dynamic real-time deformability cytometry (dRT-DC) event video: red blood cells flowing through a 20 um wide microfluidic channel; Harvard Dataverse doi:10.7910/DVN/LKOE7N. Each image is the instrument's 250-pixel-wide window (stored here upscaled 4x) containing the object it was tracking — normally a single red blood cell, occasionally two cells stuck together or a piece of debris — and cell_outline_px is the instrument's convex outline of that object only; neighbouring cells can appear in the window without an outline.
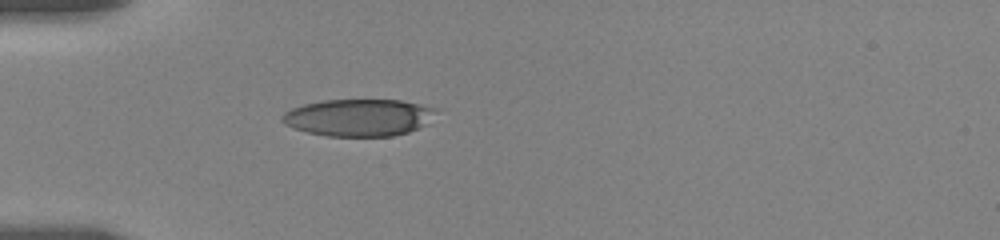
{"species": "human", "species_latin": "Homo sapiens", "temperature_condition": "room temperature", "stored_images_in_passage": 46, "camera_frame_rate_fps": 3000, "um_per_image_px": 0.085, "donor": {"sex": "female"}, "frame": {"image": 1, "passage_image": 1, "time_ms": 0.0, "image_size_px": [1000, 240], "cell_outline_px": [[436, 108], [428, 124], [408, 132], [392, 136], [328, 136], [308, 132], [284, 124], [280, 120], [280, 116], [284, 112], [292, 108], [304, 104], [324, 100], [400, 100], [420, 104]], "centroid_in_image_um": [30.47, 9.99], "position_along_channel_um": 54.5, "area_um2": 33.18}}
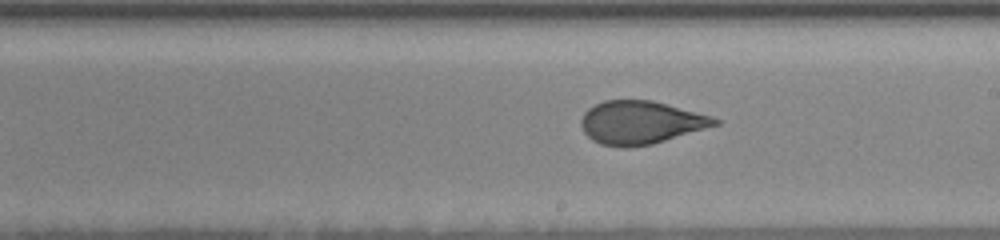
{"frame": {"image": 2, "passage_image": 21, "time_ms": 5.333, "image_size_px": [1000, 240], "cell_outline_px": [[720, 124], [652, 144], [600, 144], [592, 140], [584, 132], [580, 124], [580, 120], [584, 112], [588, 108], [604, 100], [652, 100], [712, 116], [720, 120]], "centroid_in_image_um": [54.46, 10.37], "position_along_channel_um": 234.5, "area_um2": 32.83}}
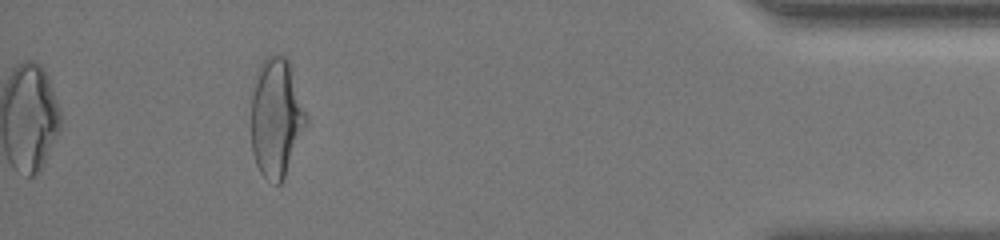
{"frame": {"image": 3, "passage_image": 46, "time_ms": 11.667, "image_size_px": [1000, 240], "cell_outline_px": [[308, 120], [284, 176], [280, 184], [276, 184], [264, 176], [260, 172], [256, 164], [252, 152], [252, 96], [256, 68], [264, 56], [284, 56], [288, 60], [308, 116]], "centroid_in_image_um": [23.46, 9.95], "position_along_channel_um": 411.7, "area_um2": 37.8}, "authors_computed_cell_mechanics": {"area_um2": 34.0442, "velocity_mm_per_s": 3.576, "shape_relaxation_time_tau1_ms": 6.2021, "shape_relaxation_time_tau2_ms": 1.0691, "deformation_change_tau1": 0.17, "deformation_change_tau2": 0.0796}}